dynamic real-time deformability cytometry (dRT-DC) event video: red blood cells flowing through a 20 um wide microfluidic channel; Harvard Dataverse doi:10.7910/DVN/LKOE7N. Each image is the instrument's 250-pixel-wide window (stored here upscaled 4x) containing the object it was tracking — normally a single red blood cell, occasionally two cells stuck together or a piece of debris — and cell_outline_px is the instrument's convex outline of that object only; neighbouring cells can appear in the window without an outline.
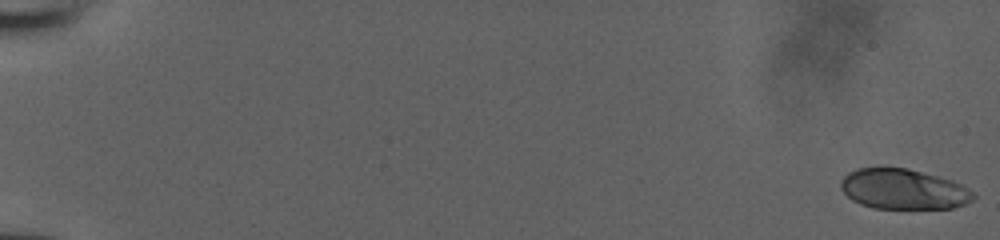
{"species": "human", "species_latin": "Homo sapiens", "temperature_condition": "room temperature", "stored_images_in_passage": 53, "camera_frame_rate_fps": 3000, "um_per_image_px": 0.085, "donor": {"sex": "male"}, "frame": {"image": 1, "passage_image": 1, "time_ms": 0.0, "image_size_px": [1000, 240], "cell_outline_px": [[976, 196], [972, 200], [964, 204], [952, 208], [872, 208], [860, 204], [852, 200], [840, 188], [840, 180], [848, 172], [856, 168], [880, 164], [908, 168], [952, 180], [968, 188]], "centroid_in_image_um": [76.72, 16.03], "position_along_channel_um": 8.3, "area_um2": 31.79}}
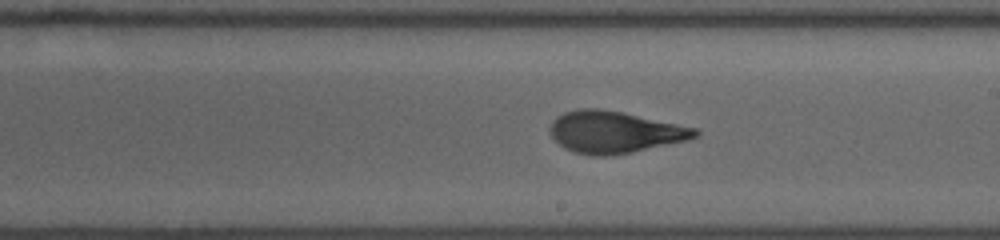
{"frame": {"image": 2, "passage_image": 33, "time_ms": 10.667, "image_size_px": [1000, 240], "cell_outline_px": [[700, 136], [688, 140], [632, 152], [608, 156], [592, 156], [576, 152], [564, 148], [552, 136], [548, 128], [552, 120], [556, 116], [564, 112], [576, 108], [600, 108], [620, 112], [696, 128], [700, 132]], "centroid_in_image_um": [52.21, 11.22], "position_along_channel_um": 236.8, "area_um2": 35.32}}
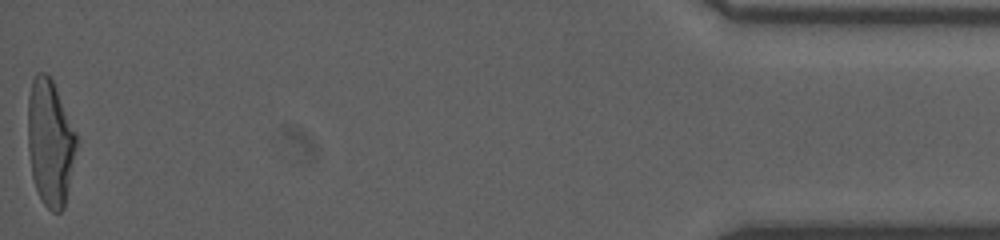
{"frame": {"image": 3, "passage_image": 53, "time_ms": 17.333, "image_size_px": [1000, 240], "cell_outline_px": [[76, 148], [64, 208], [60, 212], [52, 212], [44, 204], [36, 188], [32, 176], [28, 148], [28, 96], [32, 80], [36, 72], [44, 72], [52, 80], [76, 132]], "centroid_in_image_um": [4.24, 12.1], "position_along_channel_um": 431.0, "area_um2": 35.37}}